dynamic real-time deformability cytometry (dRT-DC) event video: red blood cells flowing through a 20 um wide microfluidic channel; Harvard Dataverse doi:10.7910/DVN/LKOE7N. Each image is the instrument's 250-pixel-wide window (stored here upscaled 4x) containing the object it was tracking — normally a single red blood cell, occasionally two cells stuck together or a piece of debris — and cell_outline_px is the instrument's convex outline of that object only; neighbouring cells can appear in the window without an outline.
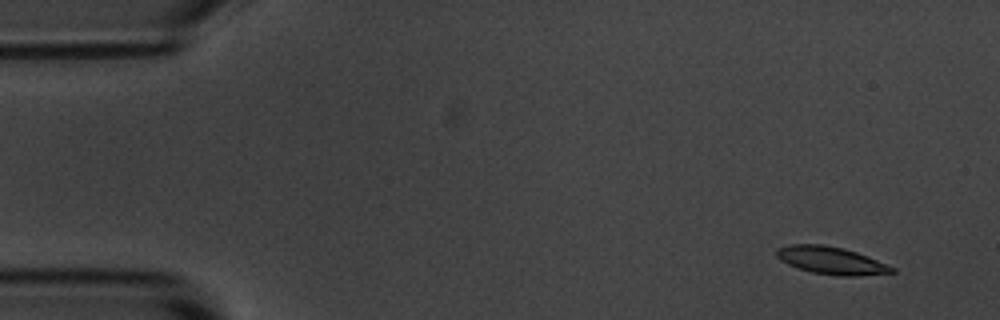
{"species": "common noctule bat (a hibernating species)", "species_latin": "Nyctalus noctula", "temperature_condition": "room temperature", "stored_images_in_passage": 6, "camera_frame_rate_fps": 3000, "um_per_image_px": 0.085, "animal": {"sex": "male", "body_mass_g": 20.1, "forearm_length_mm": 53.5}, "frame": {"image": 1, "passage_image": 1, "time_ms": 0.0, "image_size_px": [1000, 320], "cell_outline_px": [[896, 272], [856, 276], [836, 276], [812, 272], [796, 268], [780, 260], [776, 256], [776, 248], [788, 244], [824, 244], [844, 248], [868, 256], [896, 268]], "centroid_in_image_um": [70.63, 22.13], "position_along_channel_um": 14.4, "area_um2": 18.73}}
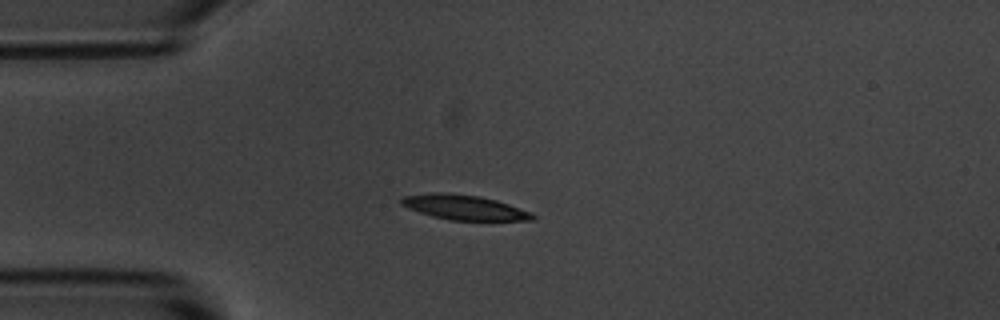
{"frame": {"image": 2, "passage_image": 4, "time_ms": 3.333, "image_size_px": [1000, 320], "cell_outline_px": [[536, 220], [448, 220], [432, 216], [408, 208], [400, 204], [400, 200], [404, 196], [432, 192], [444, 192], [480, 196], [496, 200], [532, 212], [536, 216]], "centroid_in_image_um": [39.46, 17.62], "position_along_channel_um": 45.5, "area_um2": 19.02}}
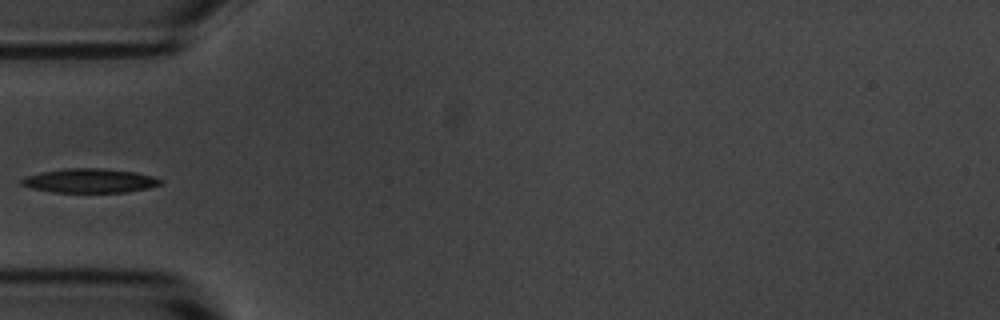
{"frame": {"image": 3, "passage_image": 5, "time_ms": 4.667, "image_size_px": [1000, 320], "cell_outline_px": [[164, 184], [148, 188], [124, 192], [52, 192], [32, 188], [20, 184], [20, 180], [24, 176], [40, 172], [68, 168], [100, 168], [136, 172], [152, 176], [164, 180]], "centroid_in_image_um": [7.64, 15.35], "position_along_channel_um": 77.4, "area_um2": 19.65}}